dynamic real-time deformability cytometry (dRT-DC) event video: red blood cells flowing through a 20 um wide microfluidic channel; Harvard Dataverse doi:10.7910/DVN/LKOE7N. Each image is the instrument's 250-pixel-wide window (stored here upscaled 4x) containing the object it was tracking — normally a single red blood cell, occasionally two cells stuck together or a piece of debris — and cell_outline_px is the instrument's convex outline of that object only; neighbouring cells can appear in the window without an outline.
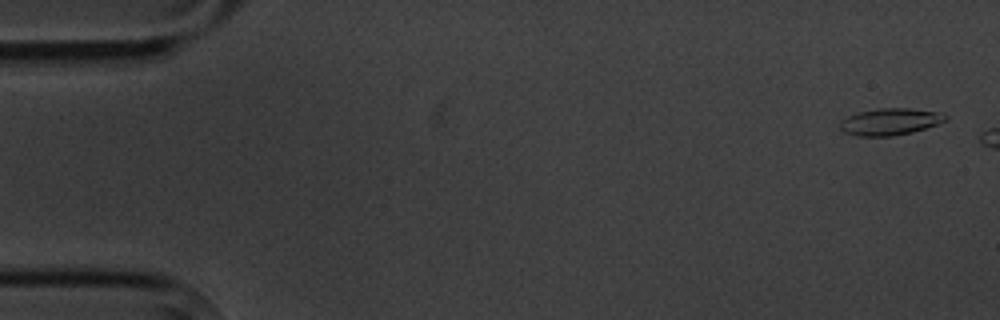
{"species": "common noctule bat (a hibernating species)", "species_latin": "Nyctalus noctula", "temperature_condition": "cold", "stored_images_in_passage": 3, "camera_frame_rate_fps": 3000, "um_per_image_px": 0.085, "animal": {"sex": "male", "body_mass_g": 20.1, "forearm_length_mm": 53.5}, "frame": {"image": 1, "passage_image": 1, "time_ms": 0.0, "image_size_px": [1000, 320], "cell_outline_px": [[948, 120], [912, 132], [892, 136], [860, 136], [844, 132], [840, 128], [840, 120], [856, 112], [880, 108], [908, 108], [940, 112], [948, 116]], "centroid_in_image_um": [75.65, 10.33], "position_along_channel_um": 9.4, "area_um2": 16.47}}